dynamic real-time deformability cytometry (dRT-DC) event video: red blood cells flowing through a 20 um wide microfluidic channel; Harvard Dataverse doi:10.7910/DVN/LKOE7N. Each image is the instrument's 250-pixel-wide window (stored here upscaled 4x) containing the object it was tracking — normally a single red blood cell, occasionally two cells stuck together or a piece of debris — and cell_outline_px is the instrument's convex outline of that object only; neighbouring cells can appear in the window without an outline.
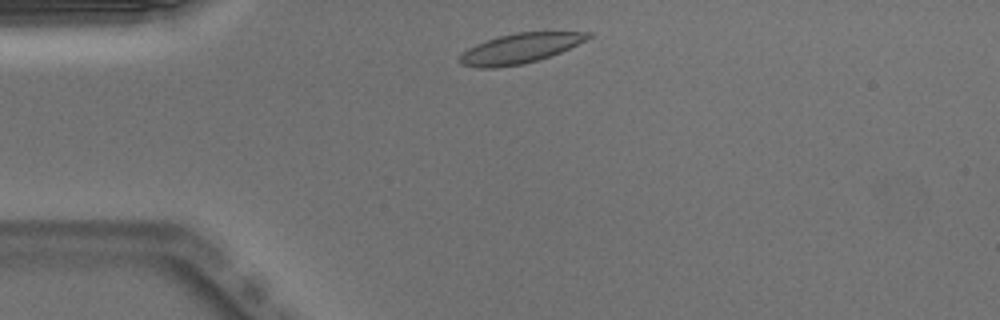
{"species": "Egyptian fruit bat (a non-hibernating species)", "species_latin": "Rousettus aegyptiacus", "temperature_condition": "warm", "stored_images_in_passage": 42, "camera_frame_rate_fps": 3000, "um_per_image_px": 0.085, "animal": {"sex": "male"}, "frame": {"image": 1, "passage_image": 3, "time_ms": 0.667, "image_size_px": [1000, 320], "cell_outline_px": [[592, 36], [560, 52], [524, 64], [492, 68], [476, 68], [460, 64], [456, 60], [468, 48], [476, 44], [500, 36], [516, 32], [592, 32]], "centroid_in_image_um": [44.13, 4.12], "position_along_channel_um": 40.9, "area_um2": 22.02}}
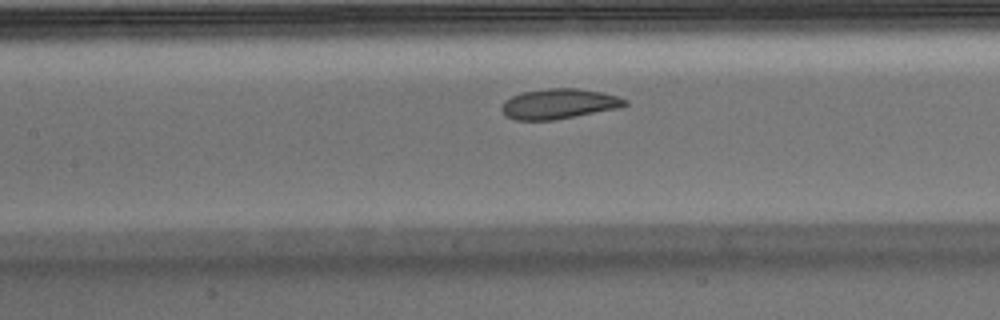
{"frame": {"image": 2, "passage_image": 14, "time_ms": 4.333, "image_size_px": [1000, 320], "cell_outline_px": [[628, 104], [620, 108], [552, 120], [516, 120], [504, 116], [500, 108], [504, 100], [520, 92], [548, 88], [576, 88], [600, 92], [620, 96], [628, 100]], "centroid_in_image_um": [47.49, 8.82], "position_along_channel_um": 159.9, "area_um2": 21.85}}
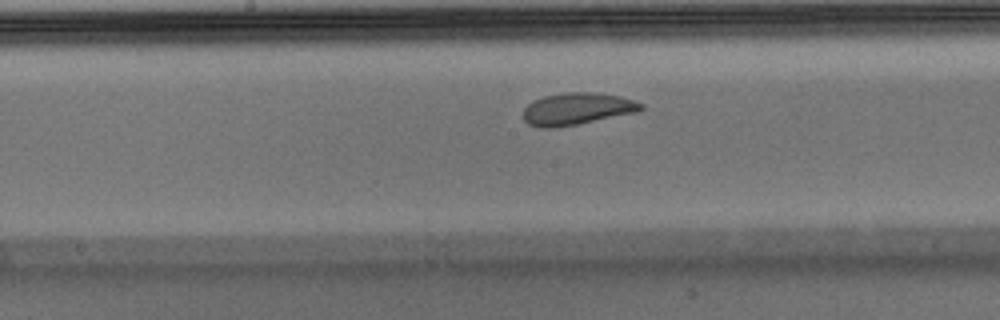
{"frame": {"image": 3, "passage_image": 17, "time_ms": 5.333, "image_size_px": [1000, 320], "cell_outline_px": [[644, 108], [636, 112], [556, 128], [540, 128], [528, 124], [524, 120], [524, 108], [528, 104], [544, 96], [564, 92], [600, 92], [620, 96], [644, 104]], "centroid_in_image_um": [49.04, 9.24], "position_along_channel_um": 199.2, "area_um2": 21.91}, "authors_computed_cell_mechanics": {"area_um2": 22.5709, "velocity_mm_per_s": 3.9303, "shape_relaxation_time_tau1_ms": 2.4821, "shape_relaxation_time_tau2_ms": 1.2641, "deformation_change_tau1": 0.0933, "deformation_change_tau2": 0.0613}}